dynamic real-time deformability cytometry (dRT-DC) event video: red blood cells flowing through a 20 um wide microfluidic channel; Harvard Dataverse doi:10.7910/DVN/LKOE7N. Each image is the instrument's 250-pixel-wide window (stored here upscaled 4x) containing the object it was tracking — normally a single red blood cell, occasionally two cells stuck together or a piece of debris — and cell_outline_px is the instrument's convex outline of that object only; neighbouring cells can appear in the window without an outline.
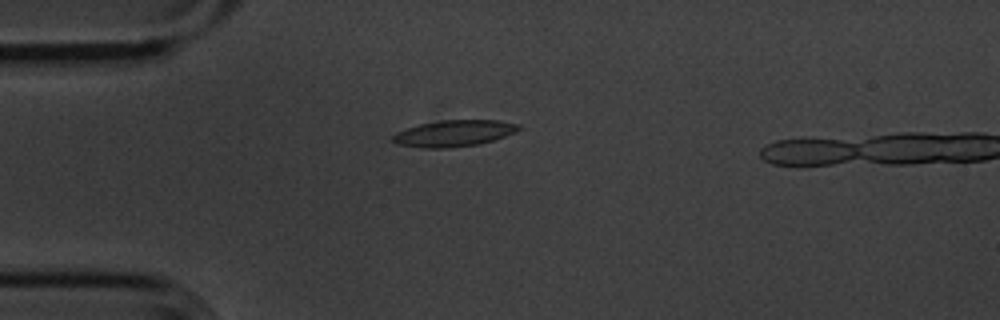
{"species": "common noctule bat (a hibernating species)", "species_latin": "Nyctalus noctula", "temperature_condition": "cold", "stored_images_in_passage": 16, "camera_frame_rate_fps": 3000, "um_per_image_px": 0.085, "animal": {"sex": "male", "body_mass_g": 20.1, "forearm_length_mm": 53.5}, "frame": {"image": 1, "passage_image": 14, "time_ms": 4.333, "image_size_px": [1000, 320], "cell_outline_px": [[520, 128], [516, 132], [492, 140], [476, 144], [452, 148], [420, 148], [400, 144], [392, 140], [392, 136], [396, 132], [420, 124], [440, 120], [496, 120], [520, 124]], "centroid_in_image_um": [38.58, 11.33], "position_along_channel_um": 46.4, "area_um2": 19.19}}